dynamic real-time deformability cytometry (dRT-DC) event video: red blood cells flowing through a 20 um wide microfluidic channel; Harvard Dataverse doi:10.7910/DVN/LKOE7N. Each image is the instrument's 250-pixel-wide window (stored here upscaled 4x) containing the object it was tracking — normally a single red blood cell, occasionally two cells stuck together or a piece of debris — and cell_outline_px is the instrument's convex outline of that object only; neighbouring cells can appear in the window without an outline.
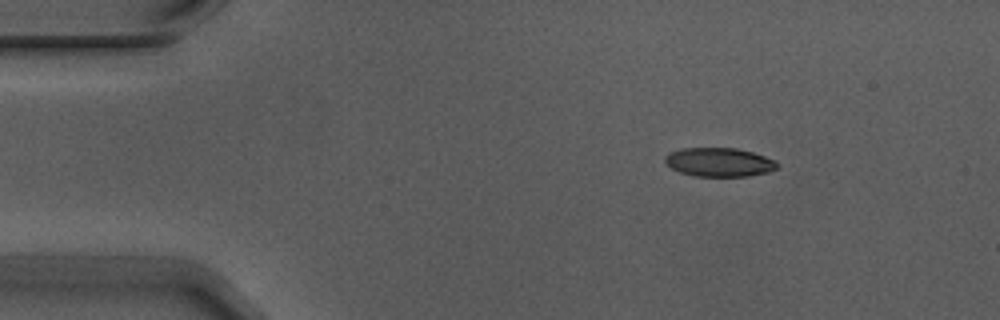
{"species": "Egyptian fruit bat (a non-hibernating species)", "species_latin": "Rousettus aegyptiacus", "temperature_condition": "warm", "stored_images_in_passage": 7, "camera_frame_rate_fps": 3000, "um_per_image_px": 0.085, "animal": {"sex": "male"}, "frame": {"image": 1, "passage_image": 1, "time_ms": 0.0, "image_size_px": [1000, 320], "cell_outline_px": [[780, 164], [776, 168], [768, 172], [748, 176], [696, 176], [680, 172], [672, 168], [664, 160], [664, 156], [668, 152], [680, 148], [736, 148], [752, 152], [776, 160]], "centroid_in_image_um": [61.13, 13.78], "position_along_channel_um": 23.9, "area_um2": 18.9}}
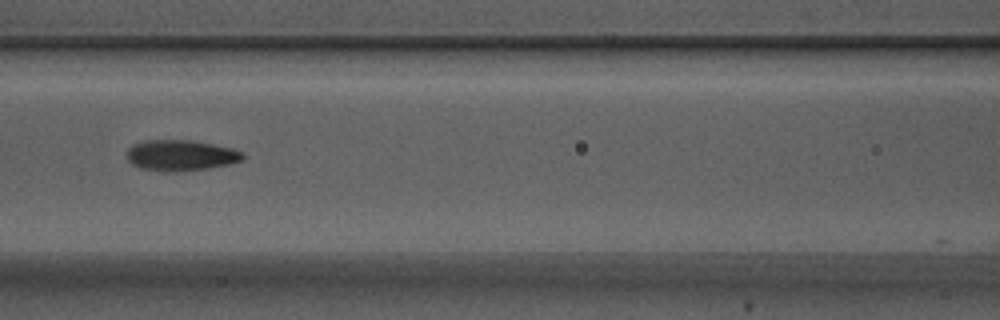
{"frame": {"image": 2, "passage_image": 5, "time_ms": 1.333, "image_size_px": [1000, 320], "cell_outline_px": [[244, 156], [240, 160], [228, 164], [208, 168], [176, 172], [164, 172], [140, 168], [132, 164], [128, 160], [128, 148], [132, 144], [144, 140], [192, 140], [232, 148], [240, 152]], "centroid_in_image_um": [15.31, 13.2], "position_along_channel_um": 151.3, "area_um2": 20.75}}
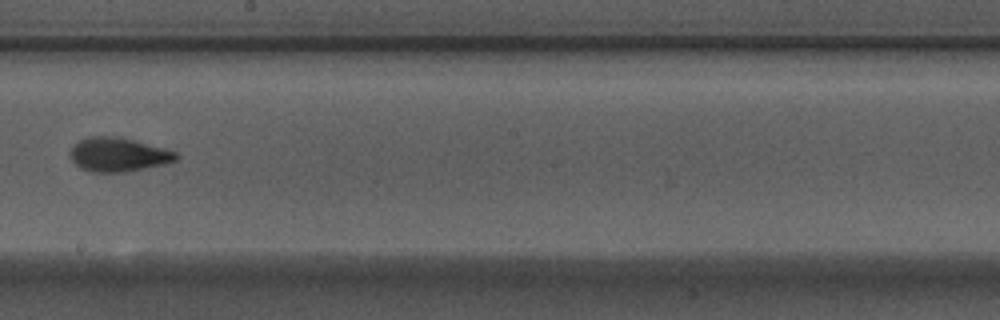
{"frame": {"image": 3, "passage_image": 7, "time_ms": 2.0, "image_size_px": [1000, 320], "cell_outline_px": [[180, 156], [176, 160], [164, 164], [124, 172], [92, 172], [80, 168], [72, 160], [72, 148], [80, 140], [88, 136], [112, 136], [132, 140], [164, 148], [176, 152]], "centroid_in_image_um": [10.07, 13.15], "position_along_channel_um": 238.1, "area_um2": 20.58}}